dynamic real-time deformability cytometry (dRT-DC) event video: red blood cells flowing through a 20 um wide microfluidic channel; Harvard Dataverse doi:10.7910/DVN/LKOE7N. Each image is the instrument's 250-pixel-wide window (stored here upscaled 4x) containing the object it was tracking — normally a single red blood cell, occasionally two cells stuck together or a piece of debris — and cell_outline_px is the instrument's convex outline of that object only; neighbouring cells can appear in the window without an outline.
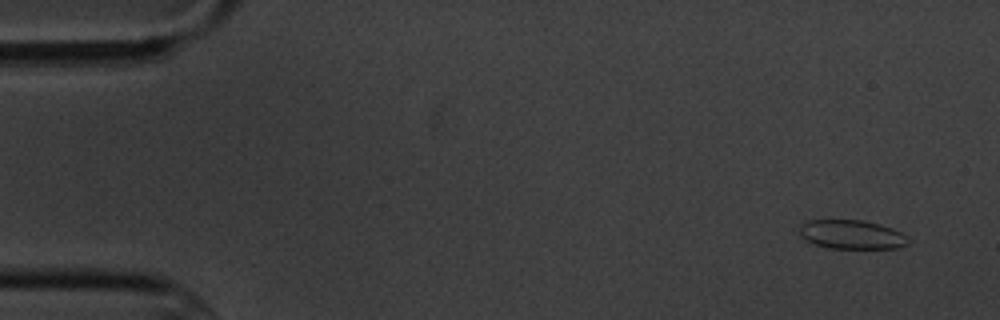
{"species": "common noctule bat (a hibernating species)", "species_latin": "Nyctalus noctula", "temperature_condition": "cold", "stored_images_in_passage": 6, "camera_frame_rate_fps": 3000, "um_per_image_px": 0.085, "animal": {"sex": "male", "body_mass_g": 20.1, "forearm_length_mm": 53.5}, "frame": {"image": 1, "passage_image": 1, "time_ms": 0.0, "image_size_px": [1000, 320], "cell_outline_px": [[908, 244], [896, 248], [828, 248], [816, 244], [800, 236], [800, 224], [808, 220], [864, 220], [880, 224], [892, 228], [908, 236]], "centroid_in_image_um": [72.4, 19.92], "position_along_channel_um": 12.6, "area_um2": 18.32}}